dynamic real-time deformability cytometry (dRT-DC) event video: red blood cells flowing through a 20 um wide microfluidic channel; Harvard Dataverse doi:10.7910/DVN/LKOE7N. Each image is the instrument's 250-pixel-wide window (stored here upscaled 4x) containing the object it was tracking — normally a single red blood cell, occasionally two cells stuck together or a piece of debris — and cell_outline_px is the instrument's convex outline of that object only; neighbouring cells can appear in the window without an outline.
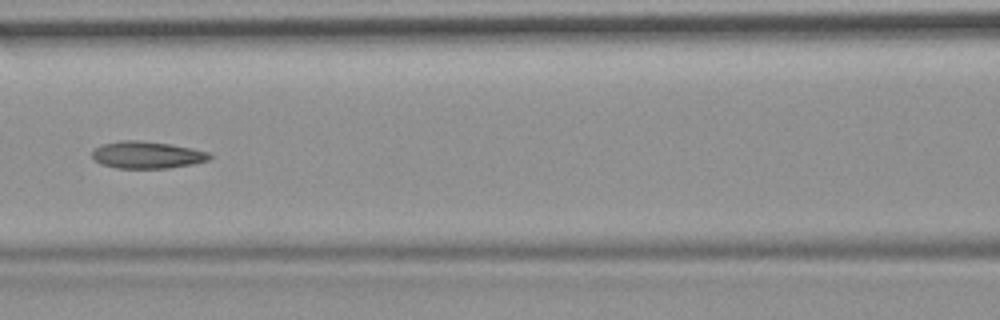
{"species": "common noctule bat (a hibernating species)", "species_latin": "Nyctalus noctula", "temperature_condition": "room temperature", "stored_images_in_passage": 9, "camera_frame_rate_fps": 3000, "um_per_image_px": 0.085, "animal": {"sex": "female", "body_mass_g": 19.9}, "frame": {"image": 1, "passage_image": 6, "time_ms": 1.667, "image_size_px": [1000, 320], "cell_outline_px": [[212, 156], [208, 160], [192, 164], [168, 168], [116, 168], [100, 164], [92, 156], [92, 152], [96, 148], [104, 144], [120, 140], [136, 140], [168, 144], [192, 148], [208, 152]], "centroid_in_image_um": [12.49, 13.17], "position_along_channel_um": 154.1, "area_um2": 18.32}}